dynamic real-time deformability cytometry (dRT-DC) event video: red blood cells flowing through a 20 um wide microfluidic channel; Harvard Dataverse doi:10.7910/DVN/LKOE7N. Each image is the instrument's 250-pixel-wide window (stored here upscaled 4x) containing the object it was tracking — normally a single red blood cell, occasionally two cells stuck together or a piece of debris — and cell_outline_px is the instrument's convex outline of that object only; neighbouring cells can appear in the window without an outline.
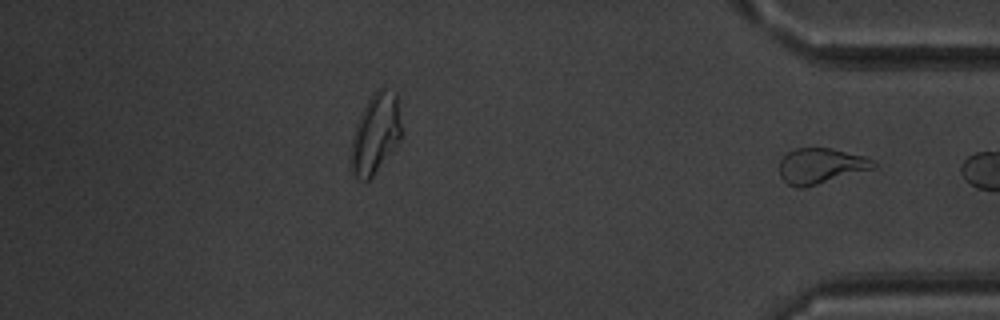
{"species": "common noctule bat (a hibernating species)", "species_latin": "Nyctalus noctula", "temperature_condition": "warm", "stored_images_in_passage": 37, "segment_of_instrument_passage": [2, 2], "camera_frame_rate_fps": 3000, "um_per_image_px": 0.085, "animal": {"sex": "male", "body_mass_g": 20.1, "forearm_length_mm": 53.5}, "frame": {"image": 1, "passage_image": 37, "time_ms": 12.0, "image_size_px": [1000, 320], "cell_outline_px": [[876, 168], [804, 188], [800, 188], [788, 184], [780, 176], [780, 160], [788, 152], [796, 148], [832, 148], [864, 156], [872, 160], [876, 164]], "centroid_in_image_um": [69.77, 14.1], "position_along_channel_um": 365.4, "area_um2": 19.42}}